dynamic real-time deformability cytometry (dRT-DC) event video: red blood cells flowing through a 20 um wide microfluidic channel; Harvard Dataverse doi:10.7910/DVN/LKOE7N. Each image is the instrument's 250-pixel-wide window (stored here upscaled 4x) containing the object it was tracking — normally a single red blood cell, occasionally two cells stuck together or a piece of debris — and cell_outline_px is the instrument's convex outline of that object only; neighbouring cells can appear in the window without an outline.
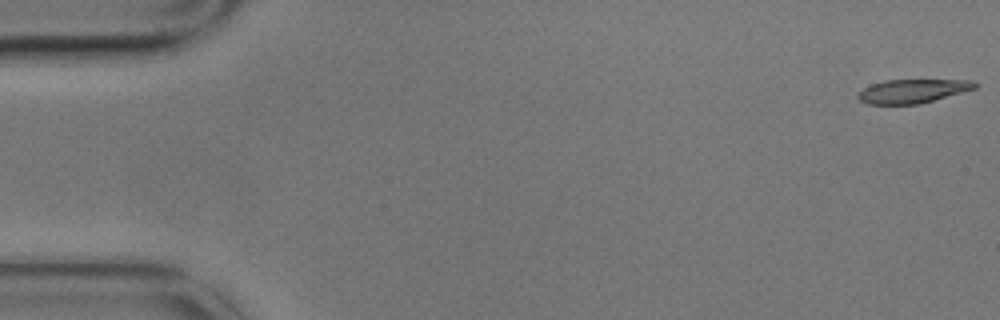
{"species": "common noctule bat (a hibernating species)", "species_latin": "Nyctalus noctula", "temperature_condition": "cold", "stored_images_in_passage": 4, "camera_frame_rate_fps": 3000, "um_per_image_px": 0.085, "animal": {"sex": "male", "body_mass_g": 17.9}, "frame": {"image": 1, "passage_image": 1, "time_ms": 0.0, "image_size_px": [1000, 320], "cell_outline_px": [[976, 88], [920, 104], [868, 104], [860, 100], [856, 96], [864, 88], [872, 84], [884, 80], [972, 80], [976, 84]], "centroid_in_image_um": [77.55, 7.74], "position_along_channel_um": 7.4, "area_um2": 16.01}}
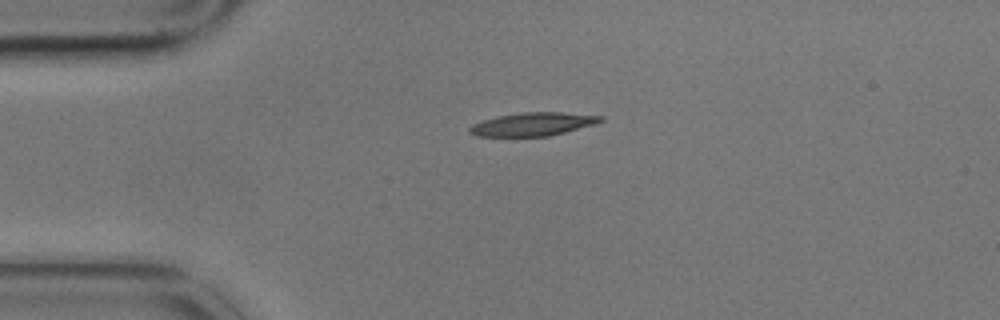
{"frame": {"image": 2, "passage_image": 4, "time_ms": 1.0, "image_size_px": [1000, 320], "cell_outline_px": [[604, 120], [596, 124], [548, 136], [476, 136], [468, 132], [468, 128], [472, 124], [496, 116], [520, 112], [560, 112], [604, 116]], "centroid_in_image_um": [45.29, 10.55], "position_along_channel_um": 39.7, "area_um2": 17.8}}